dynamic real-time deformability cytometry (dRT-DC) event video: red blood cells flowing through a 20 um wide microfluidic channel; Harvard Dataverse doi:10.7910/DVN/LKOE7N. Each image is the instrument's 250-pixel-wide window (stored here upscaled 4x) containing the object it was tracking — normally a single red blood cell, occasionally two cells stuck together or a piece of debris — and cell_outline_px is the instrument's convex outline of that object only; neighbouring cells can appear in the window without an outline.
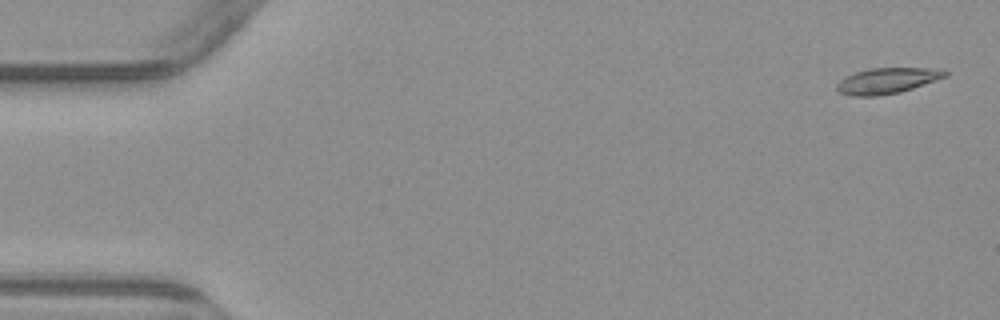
{"species": "common noctule bat (a hibernating species)", "species_latin": "Nyctalus noctula", "temperature_condition": "warm", "stored_images_in_passage": 4, "camera_frame_rate_fps": 3000, "um_per_image_px": 0.085, "animal": {"sex": "male", "body_mass_g": 23.1, "forearm_length_mm": 52.7}, "frame": {"image": 1, "passage_image": 1, "time_ms": 0.0, "image_size_px": [1000, 320], "cell_outline_px": [[948, 76], [900, 92], [876, 96], [852, 96], [840, 92], [836, 88], [836, 84], [840, 80], [856, 72], [868, 68], [928, 68], [948, 72]], "centroid_in_image_um": [75.38, 6.86], "position_along_channel_um": 9.6, "area_um2": 16.01}}
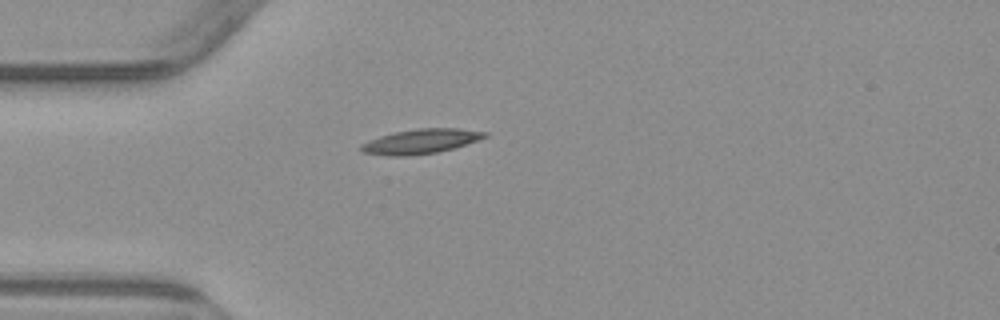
{"frame": {"image": 2, "passage_image": 4, "time_ms": 4.333, "image_size_px": [1000, 320], "cell_outline_px": [[488, 136], [452, 148], [436, 152], [408, 156], [388, 156], [360, 152], [360, 144], [368, 140], [380, 136], [396, 132], [416, 128], [460, 128], [488, 132]], "centroid_in_image_um": [35.71, 12.01], "position_along_channel_um": 49.3, "area_um2": 17.69}}